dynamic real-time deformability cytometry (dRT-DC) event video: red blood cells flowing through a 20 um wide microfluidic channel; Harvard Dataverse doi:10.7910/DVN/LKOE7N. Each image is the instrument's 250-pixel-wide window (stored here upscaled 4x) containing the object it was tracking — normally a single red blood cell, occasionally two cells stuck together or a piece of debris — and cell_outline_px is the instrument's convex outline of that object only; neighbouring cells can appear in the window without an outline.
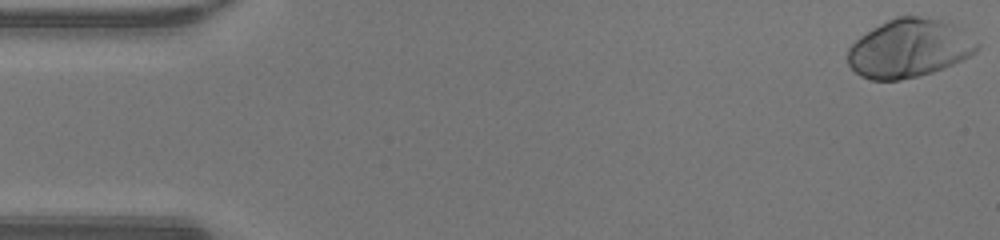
{"species": "human", "species_latin": "Homo sapiens", "temperature_condition": "warm", "stored_images_in_passage": 48, "camera_frame_rate_fps": 3000, "um_per_image_px": 0.085, "donor": {"sex": "male"}, "frame": {"image": 1, "passage_image": 1, "time_ms": 0.0, "image_size_px": [1000, 240], "cell_outline_px": [[980, 48], [976, 52], [944, 68], [932, 72], [900, 80], [872, 80], [860, 76], [848, 64], [848, 48], [860, 36], [872, 28], [896, 16], [920, 16], [940, 20], [952, 24], [980, 44]], "centroid_in_image_um": [77.25, 4.11], "position_along_channel_um": 7.8, "area_um2": 43.58}}
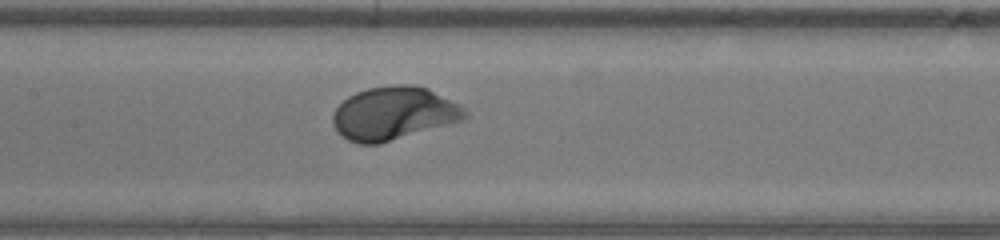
{"frame": {"image": 2, "passage_image": 23, "time_ms": 7.333, "image_size_px": [1000, 240], "cell_outline_px": [[468, 116], [464, 120], [376, 144], [360, 144], [348, 140], [332, 124], [332, 112], [348, 96], [356, 92], [368, 88], [396, 84], [412, 84], [428, 88], [460, 104], [464, 108]], "centroid_in_image_um": [33.47, 9.61], "position_along_channel_um": 173.9, "area_um2": 40.75}}
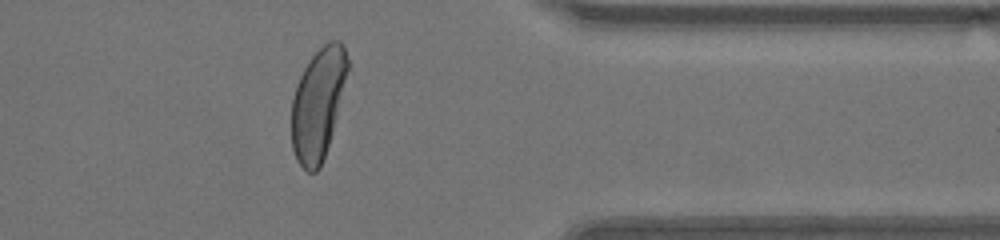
{"frame": {"image": 3, "passage_image": 39, "time_ms": 12.667, "image_size_px": [1000, 240], "cell_outline_px": [[348, 68], [332, 132], [320, 168], [316, 172], [308, 172], [296, 160], [292, 148], [292, 100], [296, 84], [308, 60], [328, 40], [340, 40], [344, 44], [348, 60]], "centroid_in_image_um": [27.01, 8.8], "position_along_channel_um": 384.4, "area_um2": 35.95}, "authors_computed_cell_mechanics": {"area_um2": 39.8242, "velocity_mm_per_s": 4.2479, "shape_relaxation_time_tau1_ms": 1.7435, "shape_relaxation_time_tau2_ms": null, "deformation_change_tau1": 0.1583, "deformation_change_tau2": null}}